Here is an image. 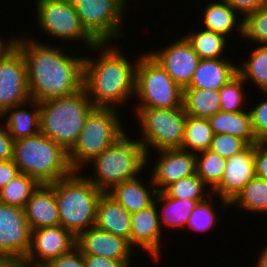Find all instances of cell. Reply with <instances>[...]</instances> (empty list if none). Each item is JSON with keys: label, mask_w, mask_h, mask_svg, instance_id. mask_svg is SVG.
I'll use <instances>...</instances> for the list:
<instances>
[{"label": "cell", "mask_w": 267, "mask_h": 267, "mask_svg": "<svg viewBox=\"0 0 267 267\" xmlns=\"http://www.w3.org/2000/svg\"><path fill=\"white\" fill-rule=\"evenodd\" d=\"M214 132L208 118H196L187 115L182 150L199 153L208 150Z\"/></svg>", "instance_id": "4dcf8cb0"}, {"label": "cell", "mask_w": 267, "mask_h": 267, "mask_svg": "<svg viewBox=\"0 0 267 267\" xmlns=\"http://www.w3.org/2000/svg\"><path fill=\"white\" fill-rule=\"evenodd\" d=\"M185 113L196 118H209L221 111L219 91L211 89H183Z\"/></svg>", "instance_id": "83f0119b"}, {"label": "cell", "mask_w": 267, "mask_h": 267, "mask_svg": "<svg viewBox=\"0 0 267 267\" xmlns=\"http://www.w3.org/2000/svg\"><path fill=\"white\" fill-rule=\"evenodd\" d=\"M249 144L234 135L230 134H214L209 150L218 153L225 159L232 157L245 150Z\"/></svg>", "instance_id": "f35d334b"}, {"label": "cell", "mask_w": 267, "mask_h": 267, "mask_svg": "<svg viewBox=\"0 0 267 267\" xmlns=\"http://www.w3.org/2000/svg\"><path fill=\"white\" fill-rule=\"evenodd\" d=\"M27 106L32 107L31 110ZM0 120L4 122L13 141L36 135L40 132V102L30 100L11 107L0 116Z\"/></svg>", "instance_id": "603a6c76"}, {"label": "cell", "mask_w": 267, "mask_h": 267, "mask_svg": "<svg viewBox=\"0 0 267 267\" xmlns=\"http://www.w3.org/2000/svg\"><path fill=\"white\" fill-rule=\"evenodd\" d=\"M159 157L150 172L157 192L170 184L196 174V154L182 149L160 150Z\"/></svg>", "instance_id": "d6986e66"}, {"label": "cell", "mask_w": 267, "mask_h": 267, "mask_svg": "<svg viewBox=\"0 0 267 267\" xmlns=\"http://www.w3.org/2000/svg\"><path fill=\"white\" fill-rule=\"evenodd\" d=\"M245 85V81L237 73L219 90L221 111L237 113L247 110L244 109L247 106L245 101L248 99L247 91L244 90Z\"/></svg>", "instance_id": "d590c367"}, {"label": "cell", "mask_w": 267, "mask_h": 267, "mask_svg": "<svg viewBox=\"0 0 267 267\" xmlns=\"http://www.w3.org/2000/svg\"><path fill=\"white\" fill-rule=\"evenodd\" d=\"M135 109L137 117L135 120L138 119L137 123L141 131L139 136L141 139H137L143 145L147 155V166L151 149L152 151L153 149H156L155 151L181 149L187 117L183 106L177 108L135 107Z\"/></svg>", "instance_id": "ba28073f"}, {"label": "cell", "mask_w": 267, "mask_h": 267, "mask_svg": "<svg viewBox=\"0 0 267 267\" xmlns=\"http://www.w3.org/2000/svg\"><path fill=\"white\" fill-rule=\"evenodd\" d=\"M81 174V171H73L68 177L51 183L60 225L75 237L95 226L97 202L103 193Z\"/></svg>", "instance_id": "5b68a950"}, {"label": "cell", "mask_w": 267, "mask_h": 267, "mask_svg": "<svg viewBox=\"0 0 267 267\" xmlns=\"http://www.w3.org/2000/svg\"><path fill=\"white\" fill-rule=\"evenodd\" d=\"M125 7H127L128 5H126L128 0H119Z\"/></svg>", "instance_id": "816d5d0a"}, {"label": "cell", "mask_w": 267, "mask_h": 267, "mask_svg": "<svg viewBox=\"0 0 267 267\" xmlns=\"http://www.w3.org/2000/svg\"><path fill=\"white\" fill-rule=\"evenodd\" d=\"M86 267H129L124 261L96 255H84Z\"/></svg>", "instance_id": "ee69618b"}, {"label": "cell", "mask_w": 267, "mask_h": 267, "mask_svg": "<svg viewBox=\"0 0 267 267\" xmlns=\"http://www.w3.org/2000/svg\"><path fill=\"white\" fill-rule=\"evenodd\" d=\"M155 202L145 209L131 214L130 245L137 250L147 252L151 259L160 261L162 230ZM161 242V243H160ZM158 260V261H157Z\"/></svg>", "instance_id": "ac0fdd59"}, {"label": "cell", "mask_w": 267, "mask_h": 267, "mask_svg": "<svg viewBox=\"0 0 267 267\" xmlns=\"http://www.w3.org/2000/svg\"><path fill=\"white\" fill-rule=\"evenodd\" d=\"M154 202L162 205L158 211L161 228H168L170 231L177 228L182 231L198 203L196 200L171 198L163 191L157 192Z\"/></svg>", "instance_id": "484cf974"}, {"label": "cell", "mask_w": 267, "mask_h": 267, "mask_svg": "<svg viewBox=\"0 0 267 267\" xmlns=\"http://www.w3.org/2000/svg\"><path fill=\"white\" fill-rule=\"evenodd\" d=\"M224 157L211 150L196 153V174L213 191L220 183L225 167Z\"/></svg>", "instance_id": "836d02e7"}, {"label": "cell", "mask_w": 267, "mask_h": 267, "mask_svg": "<svg viewBox=\"0 0 267 267\" xmlns=\"http://www.w3.org/2000/svg\"><path fill=\"white\" fill-rule=\"evenodd\" d=\"M255 47L251 49L249 59L242 61V65L238 63L237 72L246 84L250 80L249 84L253 83L261 92L267 91V45L256 44Z\"/></svg>", "instance_id": "f546056e"}, {"label": "cell", "mask_w": 267, "mask_h": 267, "mask_svg": "<svg viewBox=\"0 0 267 267\" xmlns=\"http://www.w3.org/2000/svg\"><path fill=\"white\" fill-rule=\"evenodd\" d=\"M149 54L182 89L190 84L201 60L184 36Z\"/></svg>", "instance_id": "9a60e30c"}, {"label": "cell", "mask_w": 267, "mask_h": 267, "mask_svg": "<svg viewBox=\"0 0 267 267\" xmlns=\"http://www.w3.org/2000/svg\"><path fill=\"white\" fill-rule=\"evenodd\" d=\"M18 35L14 45L27 66L30 99L43 102L65 97L83 89L85 56L62 45L48 46L33 37ZM67 49V50H66Z\"/></svg>", "instance_id": "6da1fadb"}, {"label": "cell", "mask_w": 267, "mask_h": 267, "mask_svg": "<svg viewBox=\"0 0 267 267\" xmlns=\"http://www.w3.org/2000/svg\"><path fill=\"white\" fill-rule=\"evenodd\" d=\"M0 267H20V264H14V263H0Z\"/></svg>", "instance_id": "681fc988"}, {"label": "cell", "mask_w": 267, "mask_h": 267, "mask_svg": "<svg viewBox=\"0 0 267 267\" xmlns=\"http://www.w3.org/2000/svg\"><path fill=\"white\" fill-rule=\"evenodd\" d=\"M148 188L139 177L115 185L107 193L120 203L129 213L138 212L154 203L157 189L149 177ZM147 186V187H146Z\"/></svg>", "instance_id": "cb8c5ba5"}, {"label": "cell", "mask_w": 267, "mask_h": 267, "mask_svg": "<svg viewBox=\"0 0 267 267\" xmlns=\"http://www.w3.org/2000/svg\"><path fill=\"white\" fill-rule=\"evenodd\" d=\"M70 5L76 6L78 3H80L82 0H62Z\"/></svg>", "instance_id": "f907efd6"}, {"label": "cell", "mask_w": 267, "mask_h": 267, "mask_svg": "<svg viewBox=\"0 0 267 267\" xmlns=\"http://www.w3.org/2000/svg\"><path fill=\"white\" fill-rule=\"evenodd\" d=\"M38 29L54 40L73 44L82 42L83 48H92L97 42L86 32L80 23L76 8L62 0H35ZM86 46V47H85Z\"/></svg>", "instance_id": "30bf717a"}, {"label": "cell", "mask_w": 267, "mask_h": 267, "mask_svg": "<svg viewBox=\"0 0 267 267\" xmlns=\"http://www.w3.org/2000/svg\"><path fill=\"white\" fill-rule=\"evenodd\" d=\"M45 267H86L84 262V255L77 248L74 247L69 253L59 256L52 260Z\"/></svg>", "instance_id": "60d3db41"}, {"label": "cell", "mask_w": 267, "mask_h": 267, "mask_svg": "<svg viewBox=\"0 0 267 267\" xmlns=\"http://www.w3.org/2000/svg\"><path fill=\"white\" fill-rule=\"evenodd\" d=\"M39 183L32 177L19 173L0 189V203L23 208Z\"/></svg>", "instance_id": "d6a6232c"}, {"label": "cell", "mask_w": 267, "mask_h": 267, "mask_svg": "<svg viewBox=\"0 0 267 267\" xmlns=\"http://www.w3.org/2000/svg\"><path fill=\"white\" fill-rule=\"evenodd\" d=\"M255 174L254 144L226 160V167L219 185L212 191L221 201V207H231L230 203L242 191Z\"/></svg>", "instance_id": "2e32d148"}, {"label": "cell", "mask_w": 267, "mask_h": 267, "mask_svg": "<svg viewBox=\"0 0 267 267\" xmlns=\"http://www.w3.org/2000/svg\"><path fill=\"white\" fill-rule=\"evenodd\" d=\"M7 39L2 38V36L0 37V57L14 45L15 38L13 36L10 39Z\"/></svg>", "instance_id": "7dc6e473"}, {"label": "cell", "mask_w": 267, "mask_h": 267, "mask_svg": "<svg viewBox=\"0 0 267 267\" xmlns=\"http://www.w3.org/2000/svg\"><path fill=\"white\" fill-rule=\"evenodd\" d=\"M94 108L84 88L69 96L40 102V132L69 152Z\"/></svg>", "instance_id": "3957f363"}, {"label": "cell", "mask_w": 267, "mask_h": 267, "mask_svg": "<svg viewBox=\"0 0 267 267\" xmlns=\"http://www.w3.org/2000/svg\"><path fill=\"white\" fill-rule=\"evenodd\" d=\"M242 37L258 45H267V6L243 19Z\"/></svg>", "instance_id": "74e56055"}, {"label": "cell", "mask_w": 267, "mask_h": 267, "mask_svg": "<svg viewBox=\"0 0 267 267\" xmlns=\"http://www.w3.org/2000/svg\"><path fill=\"white\" fill-rule=\"evenodd\" d=\"M110 44L87 49L98 57L85 56L83 88L95 107L120 109L135 98L137 61L125 57L121 46Z\"/></svg>", "instance_id": "7a4b0ae2"}, {"label": "cell", "mask_w": 267, "mask_h": 267, "mask_svg": "<svg viewBox=\"0 0 267 267\" xmlns=\"http://www.w3.org/2000/svg\"><path fill=\"white\" fill-rule=\"evenodd\" d=\"M265 93L266 100H260L251 108H249V113L251 117V124L254 135L259 142H267V91H262Z\"/></svg>", "instance_id": "ab89813d"}, {"label": "cell", "mask_w": 267, "mask_h": 267, "mask_svg": "<svg viewBox=\"0 0 267 267\" xmlns=\"http://www.w3.org/2000/svg\"><path fill=\"white\" fill-rule=\"evenodd\" d=\"M233 63L227 58L201 59L190 84L184 89L219 91L238 73V65Z\"/></svg>", "instance_id": "44dd1931"}, {"label": "cell", "mask_w": 267, "mask_h": 267, "mask_svg": "<svg viewBox=\"0 0 267 267\" xmlns=\"http://www.w3.org/2000/svg\"><path fill=\"white\" fill-rule=\"evenodd\" d=\"M31 238L23 208L0 203V263L21 264Z\"/></svg>", "instance_id": "7c38bea8"}, {"label": "cell", "mask_w": 267, "mask_h": 267, "mask_svg": "<svg viewBox=\"0 0 267 267\" xmlns=\"http://www.w3.org/2000/svg\"><path fill=\"white\" fill-rule=\"evenodd\" d=\"M30 100L26 62L13 45L0 57V116L7 109Z\"/></svg>", "instance_id": "4fadbf2b"}, {"label": "cell", "mask_w": 267, "mask_h": 267, "mask_svg": "<svg viewBox=\"0 0 267 267\" xmlns=\"http://www.w3.org/2000/svg\"><path fill=\"white\" fill-rule=\"evenodd\" d=\"M127 132L114 144L95 156L87 165L94 164V173L87 177L100 191L107 193L115 185L140 177L147 166V155L138 139Z\"/></svg>", "instance_id": "8992f818"}, {"label": "cell", "mask_w": 267, "mask_h": 267, "mask_svg": "<svg viewBox=\"0 0 267 267\" xmlns=\"http://www.w3.org/2000/svg\"><path fill=\"white\" fill-rule=\"evenodd\" d=\"M206 5L203 11L204 29L227 38L232 36L229 34L234 33L236 30L241 35L240 38L242 37L243 19H238L237 13L224 0H215Z\"/></svg>", "instance_id": "d4e9b609"}, {"label": "cell", "mask_w": 267, "mask_h": 267, "mask_svg": "<svg viewBox=\"0 0 267 267\" xmlns=\"http://www.w3.org/2000/svg\"><path fill=\"white\" fill-rule=\"evenodd\" d=\"M76 247V237L63 226L31 230L30 247L20 265L46 266Z\"/></svg>", "instance_id": "5bb4252c"}, {"label": "cell", "mask_w": 267, "mask_h": 267, "mask_svg": "<svg viewBox=\"0 0 267 267\" xmlns=\"http://www.w3.org/2000/svg\"><path fill=\"white\" fill-rule=\"evenodd\" d=\"M251 213L267 214V180L255 176L230 203Z\"/></svg>", "instance_id": "1f68e13d"}, {"label": "cell", "mask_w": 267, "mask_h": 267, "mask_svg": "<svg viewBox=\"0 0 267 267\" xmlns=\"http://www.w3.org/2000/svg\"><path fill=\"white\" fill-rule=\"evenodd\" d=\"M163 192L171 198L190 199L198 202H201L212 195V190L208 188L197 174L170 184L163 190Z\"/></svg>", "instance_id": "e575fe53"}, {"label": "cell", "mask_w": 267, "mask_h": 267, "mask_svg": "<svg viewBox=\"0 0 267 267\" xmlns=\"http://www.w3.org/2000/svg\"><path fill=\"white\" fill-rule=\"evenodd\" d=\"M20 173L12 159L0 161V189Z\"/></svg>", "instance_id": "bcb514c9"}, {"label": "cell", "mask_w": 267, "mask_h": 267, "mask_svg": "<svg viewBox=\"0 0 267 267\" xmlns=\"http://www.w3.org/2000/svg\"><path fill=\"white\" fill-rule=\"evenodd\" d=\"M214 134H230L245 140L249 145L256 144V139L249 110L242 112L219 111L208 118Z\"/></svg>", "instance_id": "4316f807"}, {"label": "cell", "mask_w": 267, "mask_h": 267, "mask_svg": "<svg viewBox=\"0 0 267 267\" xmlns=\"http://www.w3.org/2000/svg\"><path fill=\"white\" fill-rule=\"evenodd\" d=\"M136 59L135 107H182L183 89L159 63L147 51Z\"/></svg>", "instance_id": "9c48e42d"}, {"label": "cell", "mask_w": 267, "mask_h": 267, "mask_svg": "<svg viewBox=\"0 0 267 267\" xmlns=\"http://www.w3.org/2000/svg\"><path fill=\"white\" fill-rule=\"evenodd\" d=\"M75 8L81 25L97 43L124 39L127 8L119 0H82Z\"/></svg>", "instance_id": "8fae6325"}, {"label": "cell", "mask_w": 267, "mask_h": 267, "mask_svg": "<svg viewBox=\"0 0 267 267\" xmlns=\"http://www.w3.org/2000/svg\"><path fill=\"white\" fill-rule=\"evenodd\" d=\"M215 195L212 194L207 199L198 202L196 207L191 212L189 220L185 226V230L189 229L190 231L194 230L195 233L198 232H208V230L214 228L219 221V216L217 217L216 211H218L217 207L215 208L214 199Z\"/></svg>", "instance_id": "8d00e7d4"}, {"label": "cell", "mask_w": 267, "mask_h": 267, "mask_svg": "<svg viewBox=\"0 0 267 267\" xmlns=\"http://www.w3.org/2000/svg\"><path fill=\"white\" fill-rule=\"evenodd\" d=\"M76 247L83 255H96L124 261L129 267L133 263V247L120 236L91 227L76 237ZM133 255V256H132Z\"/></svg>", "instance_id": "e0dca14e"}, {"label": "cell", "mask_w": 267, "mask_h": 267, "mask_svg": "<svg viewBox=\"0 0 267 267\" xmlns=\"http://www.w3.org/2000/svg\"><path fill=\"white\" fill-rule=\"evenodd\" d=\"M31 230L60 225L55 190L51 184H39L24 207Z\"/></svg>", "instance_id": "ffe728a7"}, {"label": "cell", "mask_w": 267, "mask_h": 267, "mask_svg": "<svg viewBox=\"0 0 267 267\" xmlns=\"http://www.w3.org/2000/svg\"><path fill=\"white\" fill-rule=\"evenodd\" d=\"M12 160L20 173L39 184L54 183L73 172L68 152L41 132L13 141Z\"/></svg>", "instance_id": "277c9868"}, {"label": "cell", "mask_w": 267, "mask_h": 267, "mask_svg": "<svg viewBox=\"0 0 267 267\" xmlns=\"http://www.w3.org/2000/svg\"><path fill=\"white\" fill-rule=\"evenodd\" d=\"M95 227L130 243L131 213L108 193H102L97 202Z\"/></svg>", "instance_id": "7402d4cb"}, {"label": "cell", "mask_w": 267, "mask_h": 267, "mask_svg": "<svg viewBox=\"0 0 267 267\" xmlns=\"http://www.w3.org/2000/svg\"><path fill=\"white\" fill-rule=\"evenodd\" d=\"M4 125V126H3ZM13 139L5 124H0V161L12 159Z\"/></svg>", "instance_id": "f6af8a7d"}, {"label": "cell", "mask_w": 267, "mask_h": 267, "mask_svg": "<svg viewBox=\"0 0 267 267\" xmlns=\"http://www.w3.org/2000/svg\"><path fill=\"white\" fill-rule=\"evenodd\" d=\"M239 16L244 19L247 15L267 6V0H224ZM242 15V17H241Z\"/></svg>", "instance_id": "b9f144b4"}, {"label": "cell", "mask_w": 267, "mask_h": 267, "mask_svg": "<svg viewBox=\"0 0 267 267\" xmlns=\"http://www.w3.org/2000/svg\"><path fill=\"white\" fill-rule=\"evenodd\" d=\"M254 163L256 176L267 180V142L254 144Z\"/></svg>", "instance_id": "7bdbcfd3"}, {"label": "cell", "mask_w": 267, "mask_h": 267, "mask_svg": "<svg viewBox=\"0 0 267 267\" xmlns=\"http://www.w3.org/2000/svg\"><path fill=\"white\" fill-rule=\"evenodd\" d=\"M184 37L191 44L200 59L228 58L225 57L224 52L229 49L227 44L229 41H226L228 40L227 37L221 34L202 29L197 32L191 30Z\"/></svg>", "instance_id": "f1b7e54d"}, {"label": "cell", "mask_w": 267, "mask_h": 267, "mask_svg": "<svg viewBox=\"0 0 267 267\" xmlns=\"http://www.w3.org/2000/svg\"><path fill=\"white\" fill-rule=\"evenodd\" d=\"M20 267H45V266H30V265H20Z\"/></svg>", "instance_id": "f5cc1de1"}, {"label": "cell", "mask_w": 267, "mask_h": 267, "mask_svg": "<svg viewBox=\"0 0 267 267\" xmlns=\"http://www.w3.org/2000/svg\"><path fill=\"white\" fill-rule=\"evenodd\" d=\"M254 267H267V245L261 249V253L259 254L257 263L254 265Z\"/></svg>", "instance_id": "c3c4849f"}, {"label": "cell", "mask_w": 267, "mask_h": 267, "mask_svg": "<svg viewBox=\"0 0 267 267\" xmlns=\"http://www.w3.org/2000/svg\"><path fill=\"white\" fill-rule=\"evenodd\" d=\"M117 111L120 109L95 107L89 113L77 143L68 152L73 171H83L88 162L126 133L119 119L121 113Z\"/></svg>", "instance_id": "52a82bcc"}]
</instances>
